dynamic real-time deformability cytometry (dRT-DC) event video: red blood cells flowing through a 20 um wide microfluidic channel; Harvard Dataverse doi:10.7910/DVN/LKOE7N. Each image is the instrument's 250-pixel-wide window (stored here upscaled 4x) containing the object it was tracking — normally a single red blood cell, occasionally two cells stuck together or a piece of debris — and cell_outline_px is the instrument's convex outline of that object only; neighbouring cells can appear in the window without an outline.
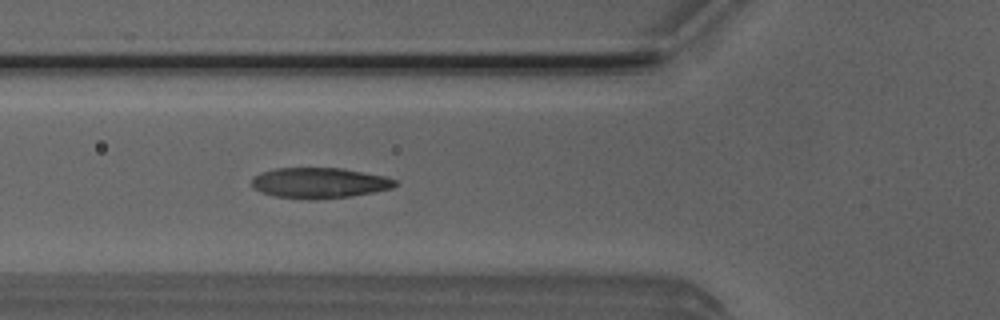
{"species": "Egyptian fruit bat (a non-hibernating species)", "species_latin": "Rousettus aegyptiacus", "temperature_condition": "room temperature", "stored_images_in_passage": 2, "camera_frame_rate_fps": 3000, "um_per_image_px": 0.085, "animal": {"sex": "male"}, "frame": {"image": 1, "passage_image": 2, "time_ms": 0.333, "image_size_px": [1000, 320], "cell_outline_px": [[400, 184], [392, 188], [352, 196], [308, 200], [272, 196], [260, 192], [252, 188], [252, 176], [260, 172], [276, 168], [344, 168], [384, 176], [396, 180]], "centroid_in_image_um": [27.11, 15.55], "position_along_channel_um": 98.7, "area_um2": 25.84}}